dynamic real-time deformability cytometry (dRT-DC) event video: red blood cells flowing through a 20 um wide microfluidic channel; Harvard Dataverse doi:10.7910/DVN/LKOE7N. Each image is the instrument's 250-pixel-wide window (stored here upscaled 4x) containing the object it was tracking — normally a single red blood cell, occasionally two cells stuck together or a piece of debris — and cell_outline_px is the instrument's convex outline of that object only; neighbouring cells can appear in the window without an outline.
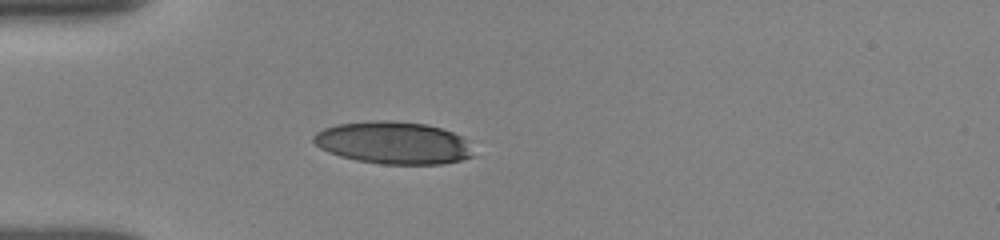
{"species": "human", "species_latin": "Homo sapiens", "temperature_condition": "room temperature", "stored_images_in_passage": 16, "camera_frame_rate_fps": 3000, "um_per_image_px": 0.085, "donor": {"sex": "female"}, "frame": {"image": 1, "passage_image": 1, "time_ms": 0.0, "image_size_px": [1000, 240], "cell_outline_px": [[476, 156], [444, 164], [384, 164], [356, 160], [340, 156], [328, 152], [320, 148], [312, 140], [312, 136], [316, 132], [324, 128], [336, 124], [372, 120], [388, 120], [424, 124], [440, 128], [452, 132], [460, 136], [464, 140]], "centroid_in_image_um": [33.4, 12.14], "position_along_channel_um": 51.6, "area_um2": 39.42}}
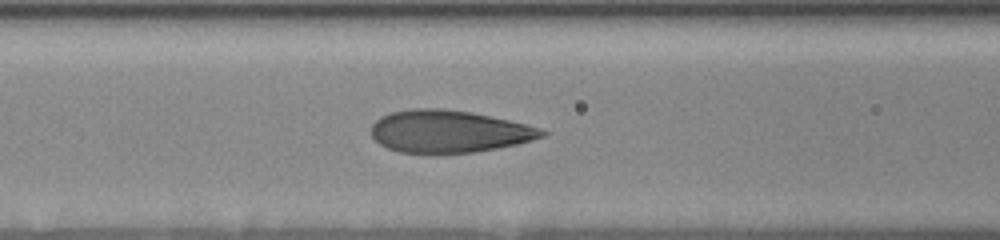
{"frame": {"image": 2, "passage_image": 8, "time_ms": 2.333, "image_size_px": [1000, 240], "cell_outline_px": [[548, 132], [544, 136], [532, 140], [516, 144], [476, 152], [400, 152], [388, 148], [380, 144], [372, 136], [372, 124], [376, 120], [392, 112], [412, 108], [440, 108], [472, 112], [508, 120], [540, 128]], "centroid_in_image_um": [38.16, 11.16], "position_along_channel_um": 128.4, "area_um2": 41.56}}
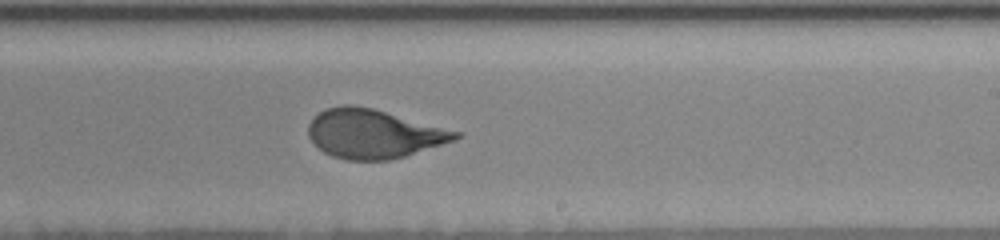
{"frame": {"image": 3, "passage_image": 16, "time_ms": 5.667, "image_size_px": [1000, 240], "cell_outline_px": [[464, 132], [456, 140], [404, 156], [388, 160], [344, 160], [332, 156], [324, 152], [308, 136], [308, 124], [320, 112], [328, 108], [344, 104], [352, 104], [372, 108]], "centroid_in_image_um": [31.79, 11.37], "position_along_channel_um": 257.2, "area_um2": 41.91}}